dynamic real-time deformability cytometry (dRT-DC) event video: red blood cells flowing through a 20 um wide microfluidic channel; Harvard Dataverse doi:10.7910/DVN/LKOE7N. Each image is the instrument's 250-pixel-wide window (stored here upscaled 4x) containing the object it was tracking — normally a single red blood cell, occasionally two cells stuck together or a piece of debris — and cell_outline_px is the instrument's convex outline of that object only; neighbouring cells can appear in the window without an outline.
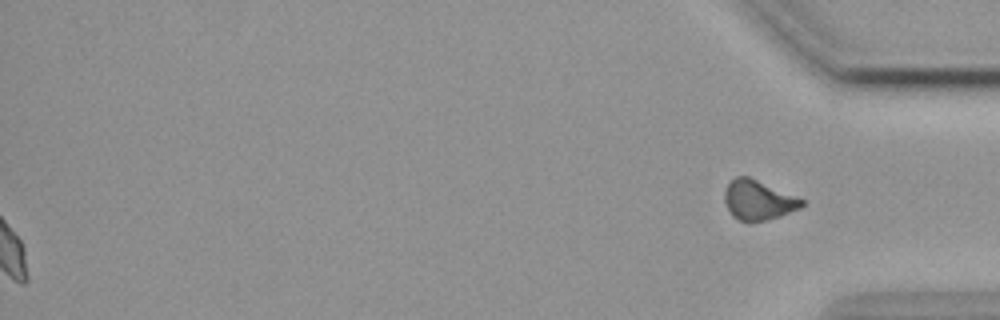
{"species": "common noctule bat (a hibernating species)", "species_latin": "Nyctalus noctula", "temperature_condition": "cold", "stored_images_in_passage": 55, "segment_of_instrument_passage": [2, 2], "camera_frame_rate_fps": 3000, "um_per_image_px": 0.085, "animal": {"sex": "female", "body_mass_g": 19.9}, "frame": {"image": 1, "passage_image": 55, "time_ms": 18.0, "image_size_px": [1000, 320], "cell_outline_px": [[804, 204], [800, 208], [780, 216], [748, 224], [732, 216], [724, 200], [724, 192], [728, 184], [736, 176], [748, 176], [796, 196], [804, 200]], "centroid_in_image_um": [64.44, 17.03], "position_along_channel_um": 370.8, "area_um2": 17.86}}